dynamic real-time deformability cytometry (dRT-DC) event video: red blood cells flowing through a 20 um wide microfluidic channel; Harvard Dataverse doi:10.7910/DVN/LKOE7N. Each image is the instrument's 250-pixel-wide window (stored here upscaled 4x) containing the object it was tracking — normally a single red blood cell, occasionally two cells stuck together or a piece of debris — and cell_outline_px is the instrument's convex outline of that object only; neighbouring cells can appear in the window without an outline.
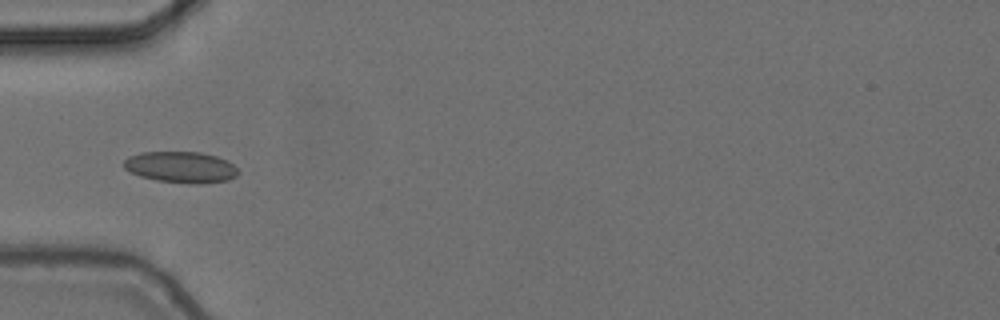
{"species": "common noctule bat (a hibernating species)", "species_latin": "Nyctalus noctula", "temperature_condition": "cold", "stored_images_in_passage": 4, "camera_frame_rate_fps": 3000, "um_per_image_px": 0.085, "animal": {"sex": "female", "body_mass_g": 24.6, "forearm_length_mm": 56.2}, "frame": {"image": 1, "passage_image": 2, "time_ms": 0.333, "image_size_px": [1000, 320], "cell_outline_px": [[240, 172], [236, 176], [228, 180], [196, 184], [192, 184], [156, 180], [140, 176], [124, 168], [124, 160], [128, 156], [140, 152], [200, 152], [216, 156], [228, 160]], "centroid_in_image_um": [15.38, 14.2], "position_along_channel_um": 69.6, "area_um2": 20.81}}
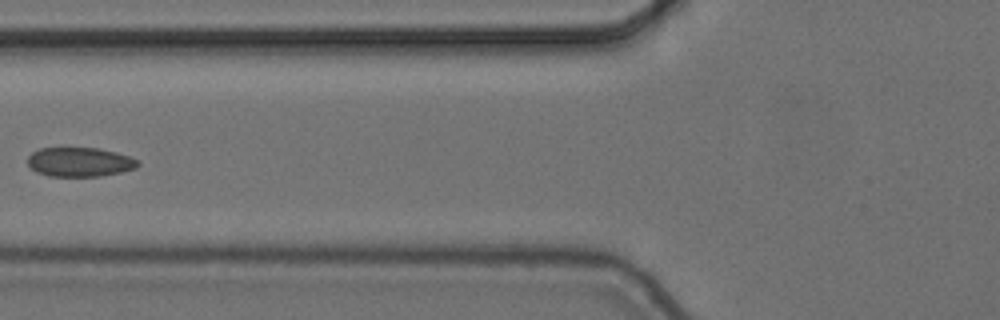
{"frame": {"image": 2, "passage_image": 3, "time_ms": 0.667, "image_size_px": [1000, 320], "cell_outline_px": [[140, 164], [136, 168], [120, 172], [100, 176], [48, 176], [36, 172], [28, 164], [28, 156], [32, 152], [40, 148], [100, 148], [116, 152], [140, 160]], "centroid_in_image_um": [6.79, 13.77], "position_along_channel_um": 119.0, "area_um2": 18.84}}
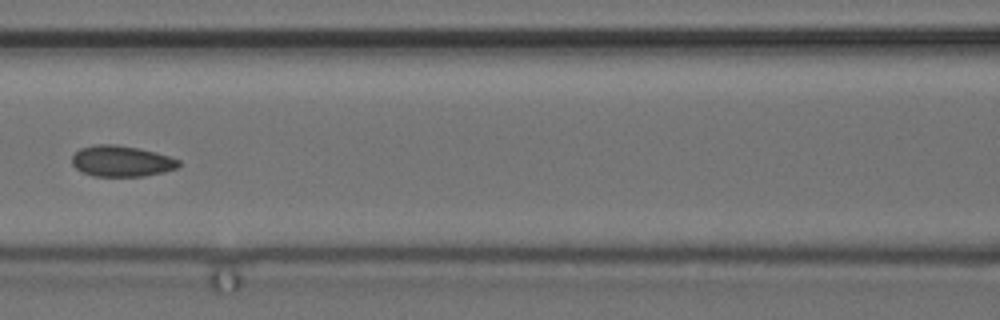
{"frame": {"image": 3, "passage_image": 4, "time_ms": 1.0, "image_size_px": [1000, 320], "cell_outline_px": [[180, 164], [176, 168], [164, 172], [144, 176], [92, 176], [76, 168], [72, 164], [72, 156], [80, 148], [92, 144], [112, 144], [140, 148], [156, 152], [180, 160]], "centroid_in_image_um": [10.32, 13.69], "position_along_channel_um": 156.3, "area_um2": 19.31}}